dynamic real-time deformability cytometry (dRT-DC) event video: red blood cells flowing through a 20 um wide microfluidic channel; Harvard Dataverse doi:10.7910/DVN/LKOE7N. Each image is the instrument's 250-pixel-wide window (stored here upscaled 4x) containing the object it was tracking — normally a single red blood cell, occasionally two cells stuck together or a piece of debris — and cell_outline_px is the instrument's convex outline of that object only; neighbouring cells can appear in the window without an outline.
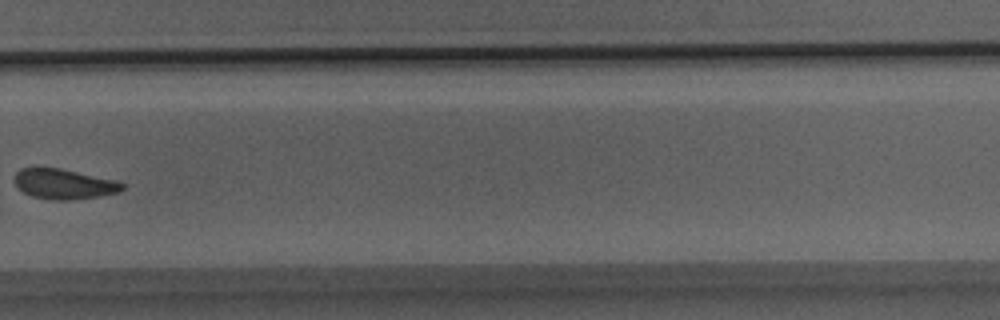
{"species": "Egyptian fruit bat (a non-hibernating species)", "species_latin": "Rousettus aegyptiacus", "temperature_condition": "room temperature", "stored_images_in_passage": 28, "camera_frame_rate_fps": 3000, "um_per_image_px": 0.085, "animal": {"sex": "male"}, "frame": {"image": 1, "passage_image": 20, "time_ms": 6.333, "image_size_px": [1000, 320], "cell_outline_px": [[124, 188], [120, 192], [72, 200], [52, 200], [32, 196], [16, 188], [12, 180], [16, 172], [20, 168], [60, 168], [116, 180], [124, 184]], "centroid_in_image_um": [5.39, 15.64], "position_along_channel_um": 324.4, "area_um2": 19.02}}
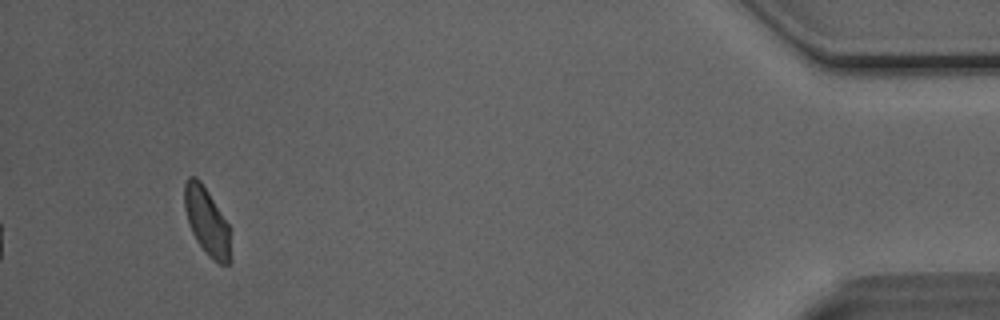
{"frame": {"image": 2, "passage_image": 28, "time_ms": 9.0, "image_size_px": [1000, 320], "cell_outline_px": [[232, 260], [228, 264], [220, 264], [212, 260], [196, 240], [188, 224], [184, 208], [184, 184], [188, 176], [196, 176], [200, 180], [208, 192], [228, 224]], "centroid_in_image_um": [17.57, 18.83], "position_along_channel_um": 417.6, "area_um2": 18.21}}